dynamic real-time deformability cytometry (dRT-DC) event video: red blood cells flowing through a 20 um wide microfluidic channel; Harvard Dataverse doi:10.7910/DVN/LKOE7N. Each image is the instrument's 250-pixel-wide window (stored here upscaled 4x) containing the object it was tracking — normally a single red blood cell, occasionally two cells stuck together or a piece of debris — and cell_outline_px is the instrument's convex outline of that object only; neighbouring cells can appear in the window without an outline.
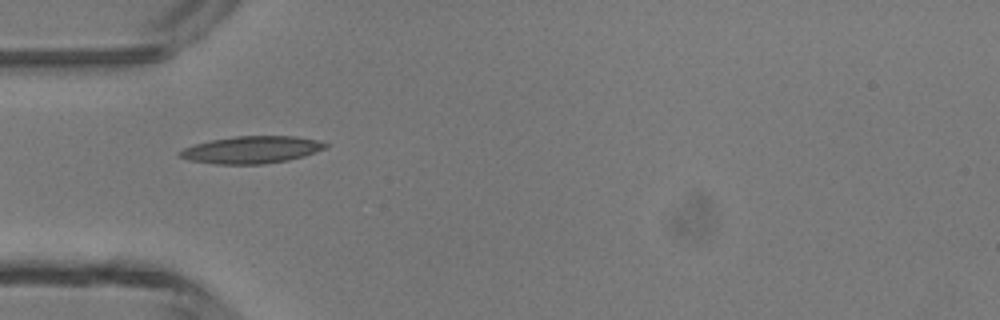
{"species": "common noctule bat (a hibernating species)", "species_latin": "Nyctalus noctula", "temperature_condition": "room temperature", "stored_images_in_passage": 1, "camera_frame_rate_fps": 3000, "um_per_image_px": 0.085, "animal": {"sex": "male", "body_mass_g": 13.3}, "frame": {"image": 1, "passage_image": 1, "time_ms": 0.0, "image_size_px": [1000, 320], "cell_outline_px": [[332, 144], [328, 148], [304, 156], [288, 160], [264, 164], [216, 164], [188, 160], [180, 156], [176, 152], [184, 148], [196, 144], [212, 140], [236, 136], [296, 136], [316, 140]], "centroid_in_image_um": [21.43, 12.73], "position_along_channel_um": 63.6, "area_um2": 23.18}}